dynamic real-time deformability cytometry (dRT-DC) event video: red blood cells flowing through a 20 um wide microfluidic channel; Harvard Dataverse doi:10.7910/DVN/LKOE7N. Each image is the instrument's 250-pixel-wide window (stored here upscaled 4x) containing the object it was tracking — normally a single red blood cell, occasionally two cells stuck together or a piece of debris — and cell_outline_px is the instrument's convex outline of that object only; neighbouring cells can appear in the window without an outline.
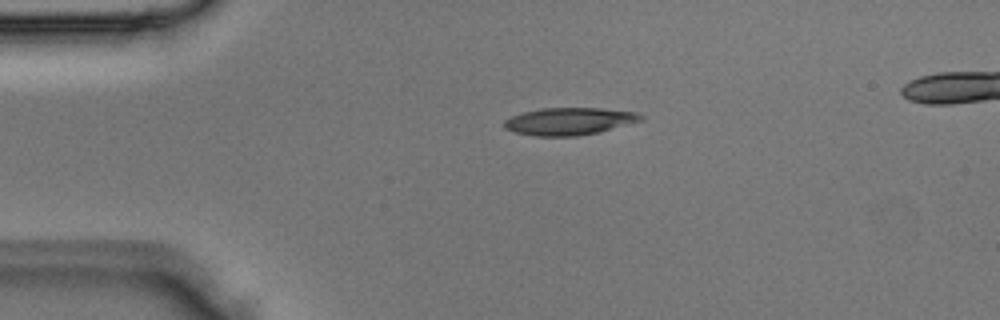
{"species": "Egyptian fruit bat (a non-hibernating species)", "species_latin": "Rousettus aegyptiacus", "temperature_condition": "room temperature", "stored_images_in_passage": 2, "camera_frame_rate_fps": 3000, "um_per_image_px": 0.085, "animal": {"sex": "male"}, "frame": {"image": 1, "passage_image": 1, "time_ms": 0.0, "image_size_px": [1000, 320], "cell_outline_px": [[644, 120], [596, 132], [576, 136], [536, 136], [516, 132], [504, 128], [504, 120], [512, 116], [524, 112], [544, 108], [600, 108], [636, 112], [644, 116]], "centroid_in_image_um": [48.39, 10.3], "position_along_channel_um": 36.6, "area_um2": 21.5}}